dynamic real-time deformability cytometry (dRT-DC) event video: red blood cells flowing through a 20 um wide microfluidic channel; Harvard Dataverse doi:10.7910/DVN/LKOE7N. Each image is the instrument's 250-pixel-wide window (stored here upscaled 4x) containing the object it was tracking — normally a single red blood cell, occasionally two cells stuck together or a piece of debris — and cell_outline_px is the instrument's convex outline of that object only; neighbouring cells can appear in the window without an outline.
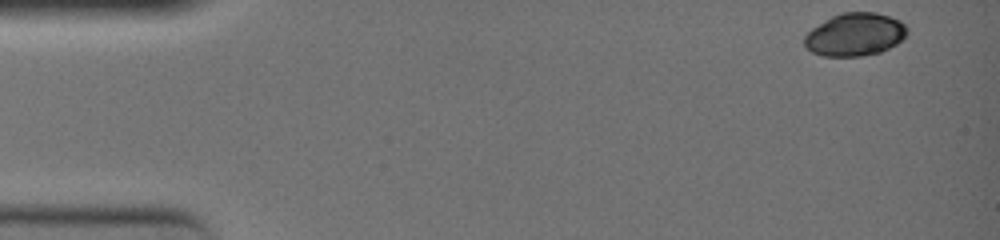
{"species": "common noctule bat (a hibernating species)", "species_latin": "Nyctalus noctula", "temperature_condition": "warm", "stored_images_in_passage": 45, "camera_frame_rate_fps": 3000, "um_per_image_px": 0.085, "animal": {"sex": "female", "body_mass_g": 19.0, "forearm_length_mm": 51.5}, "frame": {"image": 1, "passage_image": 1, "time_ms": 0.0, "image_size_px": [1000, 240], "cell_outline_px": [[908, 32], [896, 44], [880, 52], [860, 56], [820, 56], [804, 48], [804, 36], [812, 28], [832, 16], [840, 12], [876, 12], [900, 20], [908, 28]], "centroid_in_image_um": [72.64, 2.93], "position_along_channel_um": 12.4, "area_um2": 25.72}}
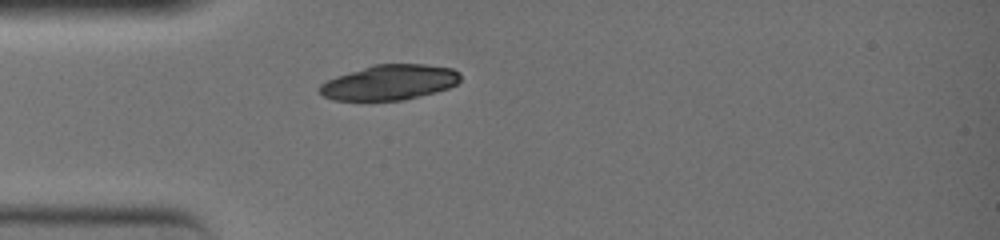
{"frame": {"image": 2, "passage_image": 13, "time_ms": 4.0, "image_size_px": [1000, 240], "cell_outline_px": [[460, 80], [456, 84], [448, 88], [436, 92], [404, 100], [332, 100], [324, 96], [316, 88], [320, 84], [336, 76], [372, 64], [424, 64], [452, 68], [460, 72]], "centroid_in_image_um": [33.1, 7.0], "position_along_channel_um": 51.9, "area_um2": 28.96}}